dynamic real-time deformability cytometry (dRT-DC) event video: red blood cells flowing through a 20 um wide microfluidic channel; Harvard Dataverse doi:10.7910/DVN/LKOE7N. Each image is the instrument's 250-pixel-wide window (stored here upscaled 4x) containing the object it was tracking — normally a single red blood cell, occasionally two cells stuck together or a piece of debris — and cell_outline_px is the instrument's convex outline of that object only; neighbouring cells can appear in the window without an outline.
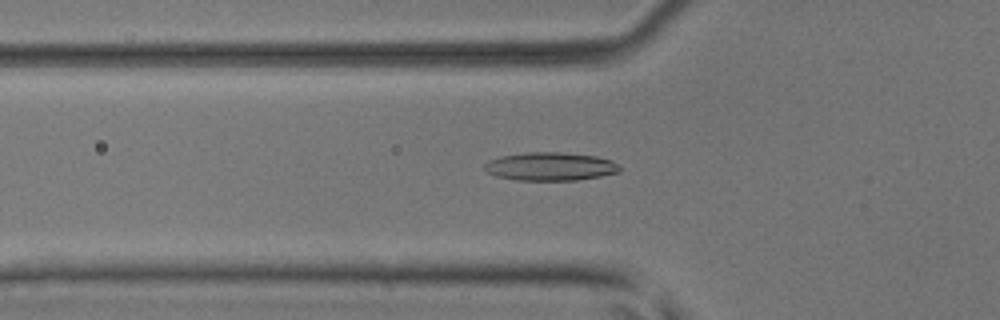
{"species": "common noctule bat (a hibernating species)", "species_latin": "Nyctalus noctula", "temperature_condition": "room temperature", "stored_images_in_passage": 36, "camera_frame_rate_fps": 3000, "um_per_image_px": 0.085, "animal": {"sex": "male", "body_mass_g": 17.9, "forearm_length_mm": 54.2}, "frame": {"image": 1, "passage_image": 3, "time_ms": 0.667, "image_size_px": [1000, 320], "cell_outline_px": [[620, 172], [600, 176], [576, 180], [520, 180], [496, 176], [488, 172], [484, 168], [484, 164], [488, 160], [500, 156], [524, 152], [560, 152], [596, 156], [612, 160], [620, 168]], "centroid_in_image_um": [46.76, 14.14], "position_along_channel_um": 79.0, "area_um2": 22.25}}
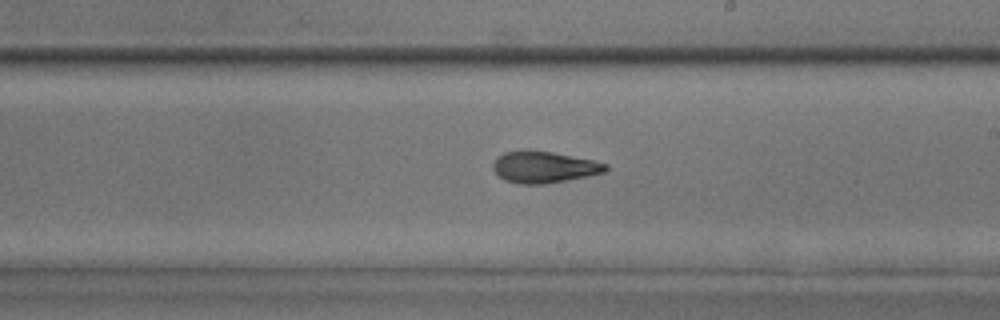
{"frame": {"image": 2, "passage_image": 15, "time_ms": 4.667, "image_size_px": [1000, 320], "cell_outline_px": [[608, 168], [604, 172], [588, 176], [544, 184], [520, 184], [504, 180], [492, 168], [492, 164], [496, 156], [504, 152], [524, 148], [528, 148], [552, 152], [592, 160], [608, 164]], "centroid_in_image_um": [46.18, 14.17], "position_along_channel_um": 242.8, "area_um2": 20.98}}
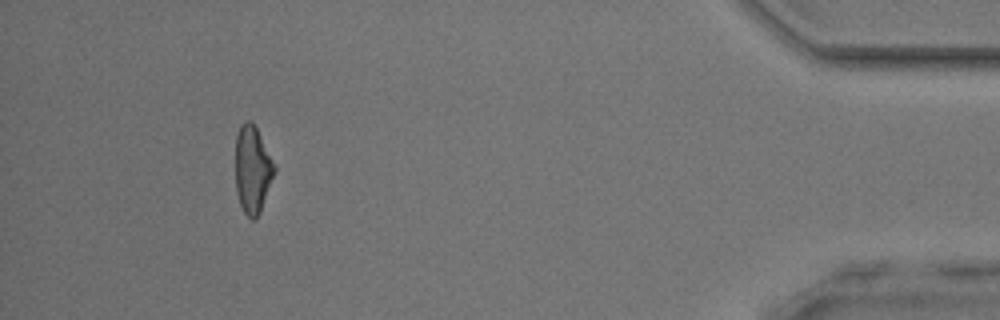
{"frame": {"image": 3, "passage_image": 32, "time_ms": 10.333, "image_size_px": [1000, 320], "cell_outline_px": [[276, 172], [260, 212], [256, 220], [252, 220], [244, 212], [240, 204], [236, 192], [236, 136], [240, 124], [244, 120], [252, 120], [276, 168]], "centroid_in_image_um": [21.46, 14.42], "position_along_channel_um": 413.7, "area_um2": 19.83}, "authors_computed_cell_mechanics": {"area_um2": 20.5479, "velocity_mm_per_s": 4.0942, "shape_relaxation_time_tau1_ms": 8.0677, "shape_relaxation_time_tau2_ms": 2.2067, "deformation_change_tau1": 0.2113, "deformation_change_tau2": 0.1004}}